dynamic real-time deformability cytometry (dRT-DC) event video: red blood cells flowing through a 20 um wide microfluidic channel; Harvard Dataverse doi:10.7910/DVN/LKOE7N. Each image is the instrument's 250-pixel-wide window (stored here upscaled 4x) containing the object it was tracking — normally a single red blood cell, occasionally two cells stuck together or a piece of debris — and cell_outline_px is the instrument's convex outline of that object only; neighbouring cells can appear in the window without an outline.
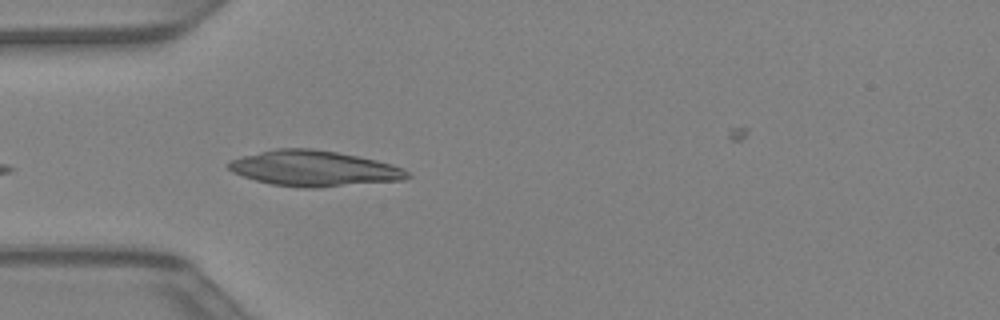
{"species": "Egyptian fruit bat (a non-hibernating species)", "species_latin": "Rousettus aegyptiacus", "temperature_condition": "warm", "stored_images_in_passage": 29, "segment_of_instrument_passage": [1, 2], "camera_frame_rate_fps": 3000, "um_per_image_px": 0.085, "animal": {"sex": "female"}, "frame": {"image": 1, "passage_image": 1, "time_ms": 0.0, "image_size_px": [1000, 320], "cell_outline_px": [[412, 176], [404, 180], [320, 188], [304, 188], [272, 184], [256, 180], [232, 172], [228, 168], [228, 160], [276, 148], [312, 148], [336, 152], [376, 160], [392, 164], [404, 168]], "centroid_in_image_um": [26.73, 14.32], "position_along_channel_um": 58.3, "area_um2": 37.11}}